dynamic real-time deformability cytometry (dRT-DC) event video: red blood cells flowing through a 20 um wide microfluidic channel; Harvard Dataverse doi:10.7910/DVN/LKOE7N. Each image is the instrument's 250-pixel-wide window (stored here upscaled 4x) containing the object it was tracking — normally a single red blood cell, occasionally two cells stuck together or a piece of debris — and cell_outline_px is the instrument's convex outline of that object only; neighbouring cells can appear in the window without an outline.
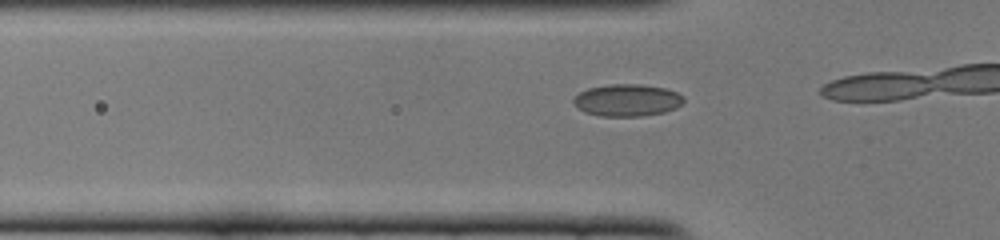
{"species": "common noctule bat (a hibernating species)", "species_latin": "Nyctalus noctula", "temperature_condition": "cold", "stored_images_in_passage": 15, "camera_frame_rate_fps": 3000, "um_per_image_px": 0.085, "animal": {"sex": "female", "body_mass_g": 22.0, "forearm_length_mm": 56.7}, "frame": {"image": 1, "passage_image": 13, "time_ms": 4.0, "image_size_px": [1000, 240], "cell_outline_px": [[684, 100], [676, 108], [664, 112], [640, 116], [600, 116], [584, 112], [572, 104], [572, 100], [580, 92], [588, 88], [608, 84], [640, 84], [664, 88], [676, 92], [684, 96]], "centroid_in_image_um": [53.28, 8.51], "position_along_channel_um": 72.5, "area_um2": 20.63}}